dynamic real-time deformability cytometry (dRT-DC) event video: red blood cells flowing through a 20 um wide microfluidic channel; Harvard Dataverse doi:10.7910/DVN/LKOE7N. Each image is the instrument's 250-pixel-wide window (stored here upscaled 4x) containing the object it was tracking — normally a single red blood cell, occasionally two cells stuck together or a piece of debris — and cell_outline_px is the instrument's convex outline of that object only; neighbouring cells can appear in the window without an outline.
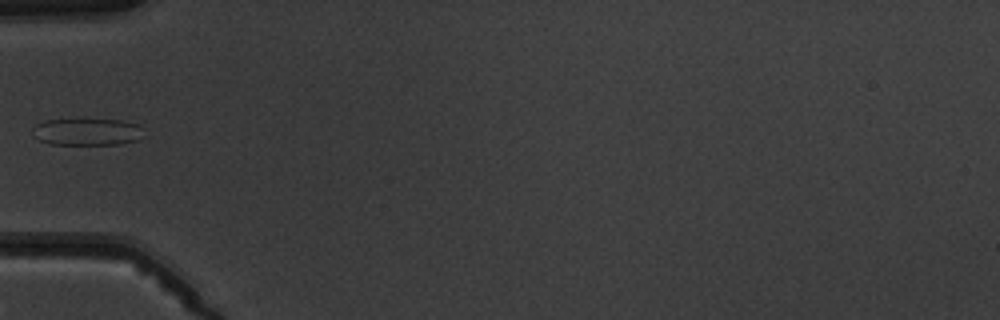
{"species": "common noctule bat (a hibernating species)", "species_latin": "Nyctalus noctula", "temperature_condition": "warm", "stored_images_in_passage": 5, "camera_frame_rate_fps": 3000, "um_per_image_px": 0.085, "animal": {"sex": "male", "body_mass_g": 19.5, "forearm_length_mm": 54.6}, "frame": {"image": 1, "passage_image": 5, "time_ms": 5.667, "image_size_px": [1000, 320], "cell_outline_px": [[140, 140], [116, 144], [52, 144], [40, 140], [32, 136], [32, 128], [36, 124], [44, 120], [120, 120], [136, 124]], "centroid_in_image_um": [7.28, 11.21], "position_along_channel_um": 77.7, "area_um2": 16.99}}